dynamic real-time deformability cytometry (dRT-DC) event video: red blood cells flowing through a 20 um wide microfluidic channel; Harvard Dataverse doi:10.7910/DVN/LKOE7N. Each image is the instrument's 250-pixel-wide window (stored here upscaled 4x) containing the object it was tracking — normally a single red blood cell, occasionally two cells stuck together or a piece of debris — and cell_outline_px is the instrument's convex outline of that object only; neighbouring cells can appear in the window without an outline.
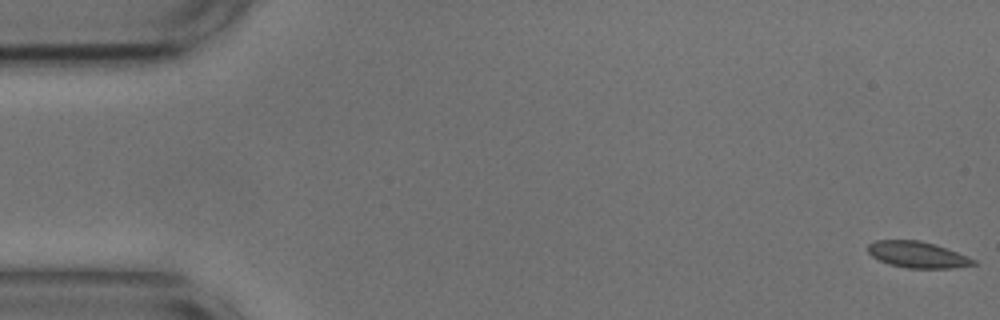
{"species": "common noctule bat (a hibernating species)", "species_latin": "Nyctalus noctula", "temperature_condition": "cold", "stored_images_in_passage": 41, "camera_frame_rate_fps": 3000, "um_per_image_px": 0.085, "animal": {"sex": "male", "body_mass_g": 17.9, "forearm_length_mm": 54.2}, "frame": {"image": 1, "passage_image": 1, "time_ms": 0.0, "image_size_px": [1000, 320], "cell_outline_px": [[976, 264], [952, 268], [908, 268], [888, 264], [872, 256], [868, 252], [868, 244], [876, 240], [920, 240], [968, 256], [976, 260]], "centroid_in_image_um": [77.96, 21.65], "position_along_channel_um": 7.0, "area_um2": 15.95}}
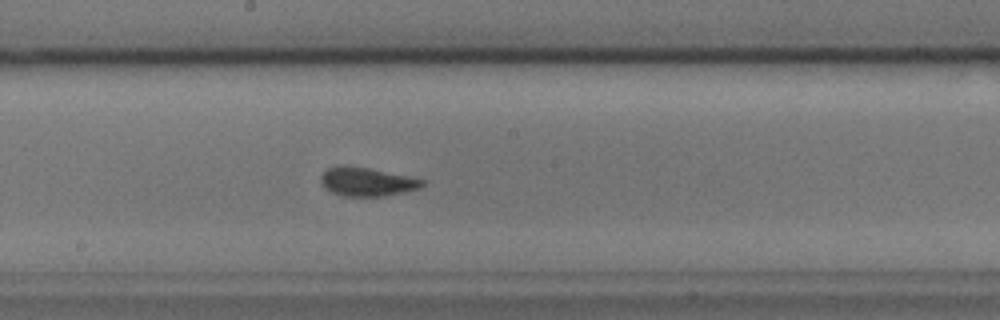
{"frame": {"image": 2, "passage_image": 29, "time_ms": 9.333, "image_size_px": [1000, 320], "cell_outline_px": [[428, 180], [420, 188], [404, 192], [384, 196], [344, 196], [332, 192], [324, 188], [320, 184], [320, 176], [328, 168], [344, 164], [368, 168]], "centroid_in_image_um": [31.18, 15.44], "position_along_channel_um": 217.0, "area_um2": 17.11}}
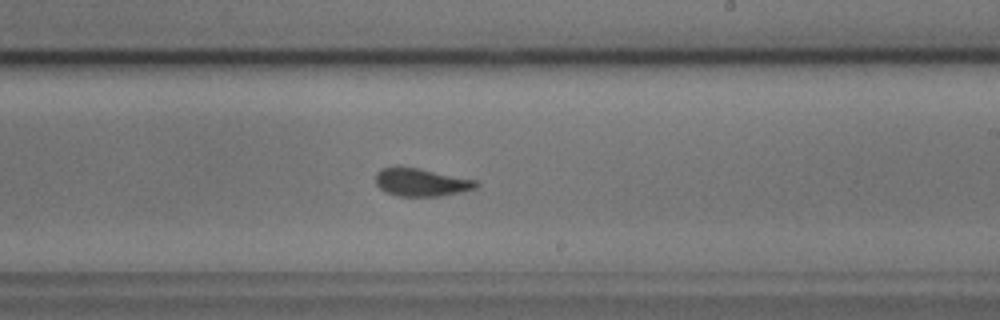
{"frame": {"image": 3, "passage_image": 32, "time_ms": 10.333, "image_size_px": [1000, 320], "cell_outline_px": [[480, 184], [476, 188], [460, 192], [440, 196], [400, 196], [388, 192], [380, 188], [376, 184], [376, 172], [380, 168], [420, 168], [476, 180]], "centroid_in_image_um": [35.84, 15.5], "position_along_channel_um": 253.2, "area_um2": 16.07}, "authors_computed_cell_mechanics": {"area_um2": 16.2418, "velocity_mm_per_s": 3.6463, "shape_relaxation_time_tau1_ms": 3.908, "shape_relaxation_time_tau2_ms": null, "deformation_change_tau1": 0.1005, "deformation_change_tau2": null}}